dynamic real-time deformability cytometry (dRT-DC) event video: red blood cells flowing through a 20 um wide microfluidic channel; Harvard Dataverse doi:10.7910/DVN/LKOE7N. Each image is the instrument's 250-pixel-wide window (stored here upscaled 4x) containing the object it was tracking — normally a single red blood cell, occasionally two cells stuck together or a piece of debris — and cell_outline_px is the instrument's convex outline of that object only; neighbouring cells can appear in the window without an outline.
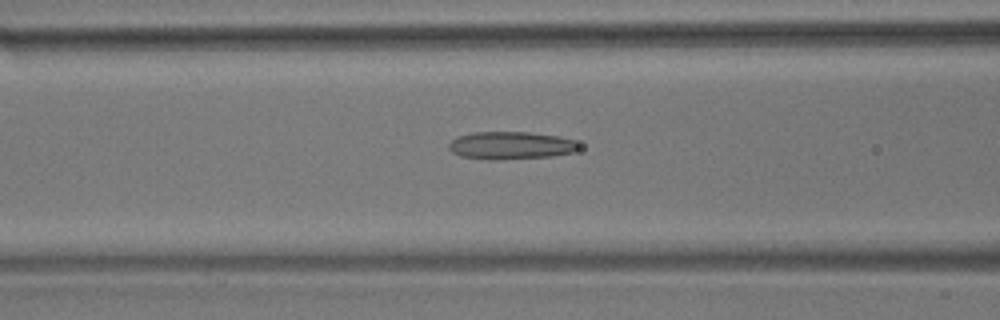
{"species": "common noctule bat (a hibernating species)", "species_latin": "Nyctalus noctula", "temperature_condition": "room temperature", "stored_images_in_passage": 54, "camera_frame_rate_fps": 3000, "um_per_image_px": 0.085, "animal": {"sex": "male", "body_mass_g": 17.9}, "frame": {"image": 1, "passage_image": 20, "time_ms": 6.333, "image_size_px": [1000, 320], "cell_outline_px": [[580, 148], [572, 152], [552, 156], [496, 160], [488, 160], [460, 156], [452, 152], [448, 148], [448, 144], [456, 136], [472, 132], [528, 132], [560, 136], [576, 140], [580, 144]], "centroid_in_image_um": [43.41, 12.36], "position_along_channel_um": 123.2, "area_um2": 21.27}}
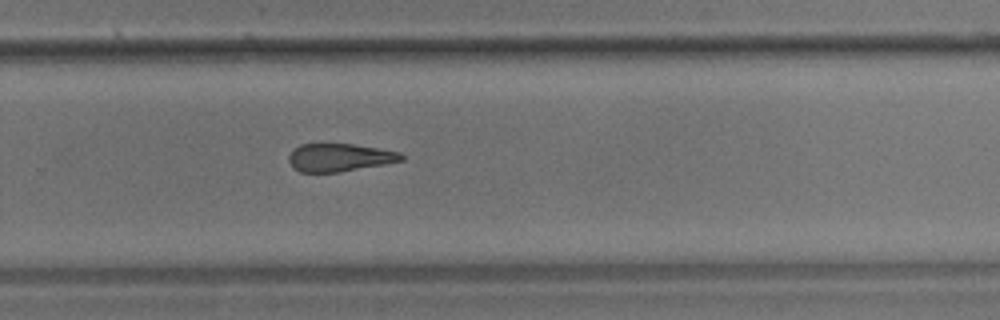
{"frame": {"image": 2, "passage_image": 35, "time_ms": 11.333, "image_size_px": [1000, 320], "cell_outline_px": [[404, 160], [384, 164], [340, 172], [300, 172], [292, 168], [288, 160], [288, 156], [300, 144], [352, 144], [400, 152], [404, 156]], "centroid_in_image_um": [28.84, 13.39], "position_along_channel_um": 301.0, "area_um2": 18.21}}
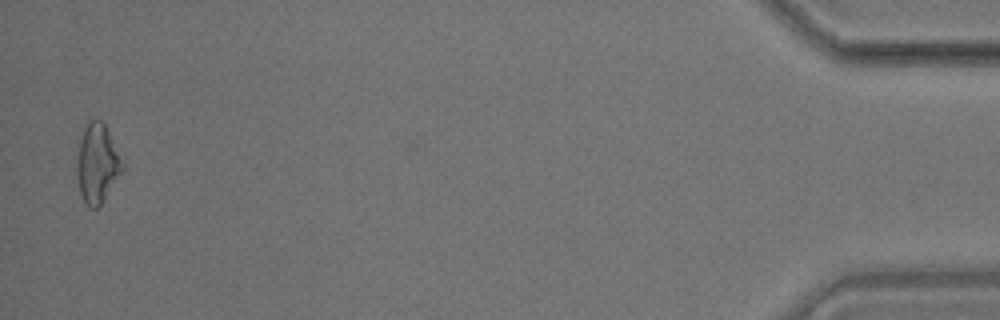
{"frame": {"image": 3, "passage_image": 53, "time_ms": 17.333, "image_size_px": [1000, 320], "cell_outline_px": [[124, 168], [100, 204], [96, 208], [88, 208], [84, 204], [80, 196], [76, 172], [76, 160], [80, 136], [84, 124], [88, 120], [100, 120], [104, 124], [124, 164]], "centroid_in_image_um": [8.21, 13.89], "position_along_channel_um": 427.0, "area_um2": 20.98}, "authors_computed_cell_mechanics": {"area_um2": 20.4323, "velocity_mm_per_s": 3.5586, "shape_relaxation_time_tau1_ms": null, "shape_relaxation_time_tau2_ms": 6.2219, "deformation_change_tau1": null, "deformation_change_tau2": 0.1981}}